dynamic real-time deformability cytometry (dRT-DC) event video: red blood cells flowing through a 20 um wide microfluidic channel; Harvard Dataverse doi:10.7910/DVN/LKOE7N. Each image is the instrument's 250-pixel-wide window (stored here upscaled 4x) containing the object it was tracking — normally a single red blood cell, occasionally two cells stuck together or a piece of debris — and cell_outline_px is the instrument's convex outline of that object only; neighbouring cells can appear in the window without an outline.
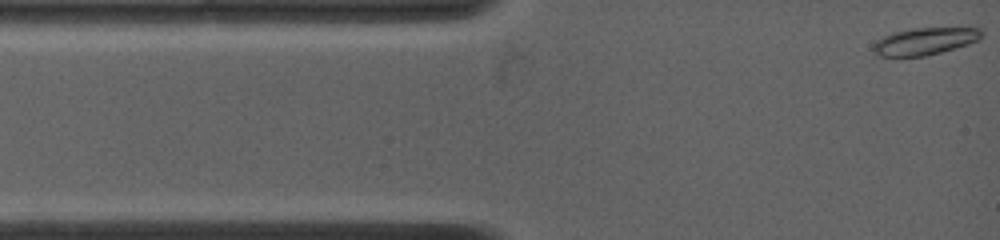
{"species": "common noctule bat (a hibernating species)", "species_latin": "Nyctalus noctula", "temperature_condition": "warm", "stored_images_in_passage": 30, "camera_frame_rate_fps": 4500, "um_per_image_px": 0.085, "animal": {"sex": "female", "body_mass_g": 19.0, "forearm_length_mm": 53.3}, "frame": {"image": 1, "passage_image": 1, "time_ms": 0.0, "image_size_px": [1000, 240], "cell_outline_px": [[980, 40], [956, 48], [924, 56], [880, 56], [872, 52], [872, 44], [876, 40], [892, 32], [912, 28], [980, 28]], "centroid_in_image_um": [78.55, 3.51], "position_along_channel_um": 6.5, "area_um2": 17.11}}
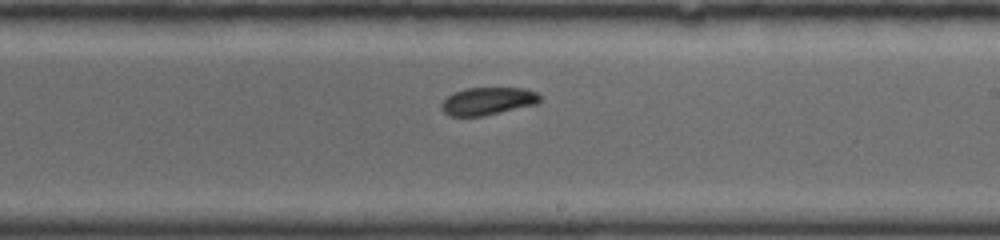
{"frame": {"image": 2, "passage_image": 18, "time_ms": 7.556, "image_size_px": [1000, 240], "cell_outline_px": [[540, 100], [536, 104], [484, 116], [448, 116], [440, 108], [440, 104], [448, 96], [464, 88], [524, 88], [536, 92], [540, 96]], "centroid_in_image_um": [41.44, 8.6], "position_along_channel_um": 247.6, "area_um2": 15.84}}
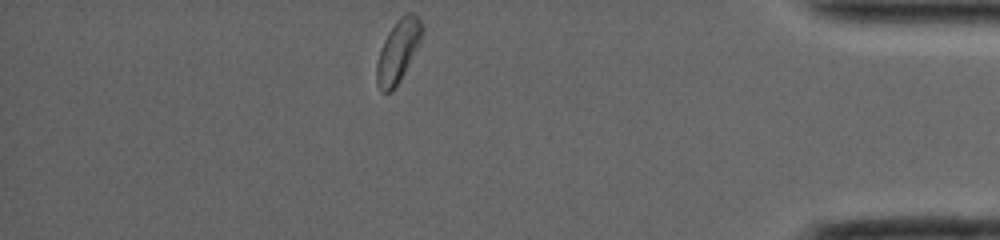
{"frame": {"image": 3, "passage_image": 30, "time_ms": 12.667, "image_size_px": [1000, 240], "cell_outline_px": [[424, 28], [420, 44], [400, 80], [388, 92], [380, 92], [376, 84], [376, 64], [380, 48], [388, 32], [396, 20], [400, 16], [408, 12], [412, 12], [420, 20]], "centroid_in_image_um": [33.83, 4.31], "position_along_channel_um": 401.4, "area_um2": 16.59}, "authors_computed_cell_mechanics": {"area_um2": 16.5886, "velocity_mm_per_s": 3.8592, "shape_relaxation_time_tau1_ms": 1.4612, "shape_relaxation_time_tau2_ms": null, "deformation_change_tau1": 0.0595, "deformation_change_tau2": null}}